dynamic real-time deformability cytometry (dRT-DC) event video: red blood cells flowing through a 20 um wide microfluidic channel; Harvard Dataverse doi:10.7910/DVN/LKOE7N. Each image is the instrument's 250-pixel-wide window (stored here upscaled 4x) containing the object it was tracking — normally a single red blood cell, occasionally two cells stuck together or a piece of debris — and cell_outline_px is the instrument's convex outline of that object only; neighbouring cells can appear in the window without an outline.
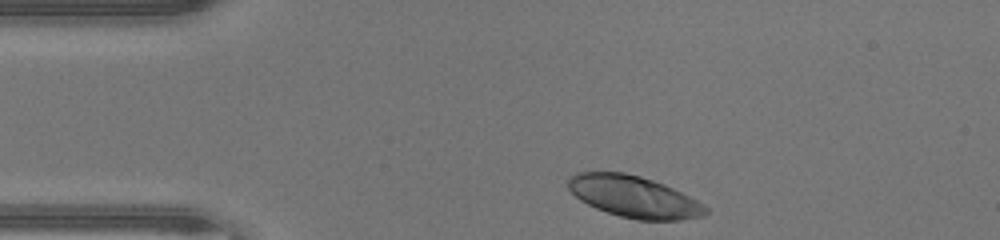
{"species": "human", "species_latin": "Homo sapiens", "temperature_condition": "warm", "stored_images_in_passage": 30, "camera_frame_rate_fps": 3000, "um_per_image_px": 0.085, "donor": {"sex": "male"}, "frame": {"image": 1, "passage_image": 1, "time_ms": 0.0, "image_size_px": [1000, 240], "cell_outline_px": [[708, 212], [704, 216], [680, 220], [636, 220], [620, 216], [596, 208], [580, 200], [568, 188], [568, 176], [576, 172], [624, 172], [640, 176], [664, 184], [704, 204], [708, 208]], "centroid_in_image_um": [53.88, 16.72], "position_along_channel_um": 31.1, "area_um2": 33.23}}
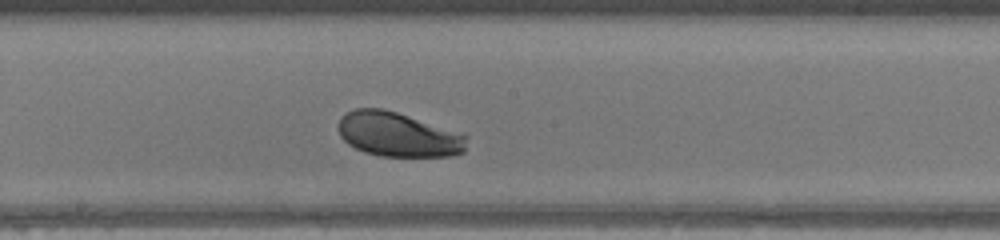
{"frame": {"image": 2, "passage_image": 17, "time_ms": 5.333, "image_size_px": [1000, 240], "cell_outline_px": [[468, 136], [464, 152], [452, 156], [380, 156], [364, 152], [348, 144], [340, 136], [340, 116], [356, 108], [384, 108]], "centroid_in_image_um": [33.82, 11.44], "position_along_channel_um": 214.4, "area_um2": 32.83}}
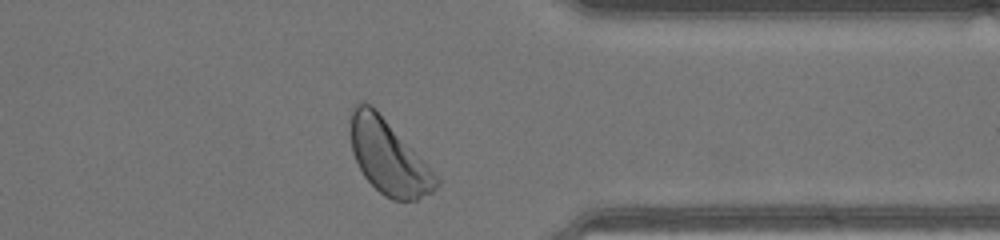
{"frame": {"image": 3, "passage_image": 29, "time_ms": 9.333, "image_size_px": [1000, 240], "cell_outline_px": [[440, 184], [432, 192], [416, 200], [392, 200], [384, 196], [364, 176], [352, 152], [352, 108], [356, 104], [368, 104], [384, 120], [440, 180]], "centroid_in_image_um": [33.02, 13.45], "position_along_channel_um": 378.4, "area_um2": 35.03}, "authors_computed_cell_mechanics": {"area_um2": 33.7552, "velocity_mm_per_s": 4.3514, "shape_relaxation_time_tau1_ms": 1.5906, "shape_relaxation_time_tau2_ms": null, "deformation_change_tau1": 0.1182, "deformation_change_tau2": null}}